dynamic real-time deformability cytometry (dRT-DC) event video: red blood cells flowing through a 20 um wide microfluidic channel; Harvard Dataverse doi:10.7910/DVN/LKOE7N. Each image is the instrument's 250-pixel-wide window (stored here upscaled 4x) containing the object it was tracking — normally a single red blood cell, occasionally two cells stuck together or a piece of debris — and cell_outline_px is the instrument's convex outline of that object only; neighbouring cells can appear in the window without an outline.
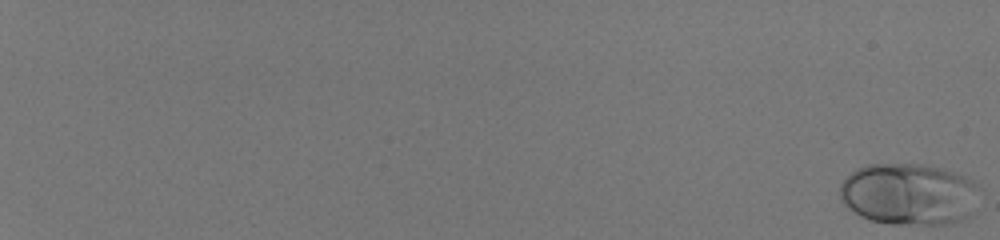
{"species": "human", "species_latin": "Homo sapiens", "temperature_condition": "room temperature", "stored_images_in_passage": 56, "camera_frame_rate_fps": 3000, "um_per_image_px": 0.085, "donor": {"sex": "male"}, "frame": {"image": 1, "passage_image": 1, "time_ms": 0.0, "image_size_px": [1000, 240], "cell_outline_px": [[980, 188], [972, 212], [968, 216], [960, 220], [944, 224], [892, 224], [872, 220], [860, 216], [848, 208], [840, 200], [840, 184], [856, 168], [868, 164], [920, 164], [944, 168], [964, 176], [980, 184]], "centroid_in_image_um": [77.26, 16.49], "position_along_channel_um": 7.7, "area_um2": 50.52}}
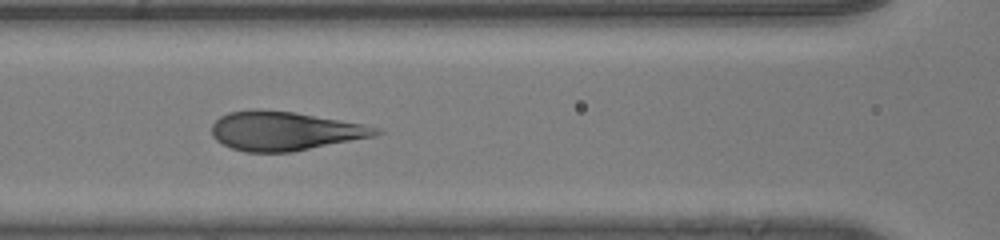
{"frame": {"image": 2, "passage_image": 32, "time_ms": 10.333, "image_size_px": [1000, 240], "cell_outline_px": [[384, 132], [376, 136], [292, 152], [244, 152], [232, 148], [216, 140], [212, 136], [212, 124], [220, 116], [228, 112], [252, 108], [256, 108], [296, 112], [364, 124], [380, 128]], "centroid_in_image_um": [24.2, 11.12], "position_along_channel_um": 142.4, "area_um2": 37.69}}
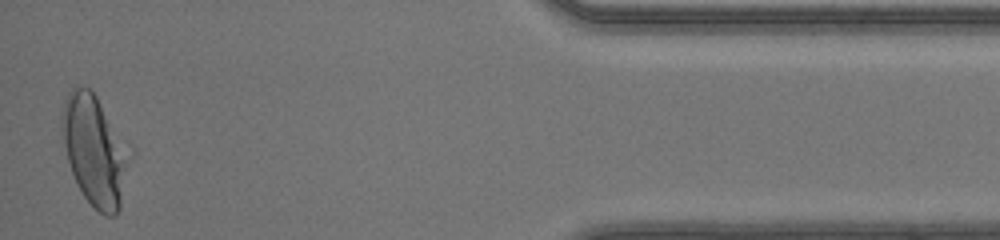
{"frame": {"image": 3, "passage_image": 56, "time_ms": 18.333, "image_size_px": [1000, 240], "cell_outline_px": [[124, 164], [120, 208], [112, 216], [104, 216], [84, 196], [76, 184], [68, 160], [64, 144], [60, 124], [60, 112], [64, 100], [68, 92], [72, 88], [92, 88], [96, 96]], "centroid_in_image_um": [7.81, 12.81], "position_along_channel_um": 427.4, "area_um2": 38.96}}